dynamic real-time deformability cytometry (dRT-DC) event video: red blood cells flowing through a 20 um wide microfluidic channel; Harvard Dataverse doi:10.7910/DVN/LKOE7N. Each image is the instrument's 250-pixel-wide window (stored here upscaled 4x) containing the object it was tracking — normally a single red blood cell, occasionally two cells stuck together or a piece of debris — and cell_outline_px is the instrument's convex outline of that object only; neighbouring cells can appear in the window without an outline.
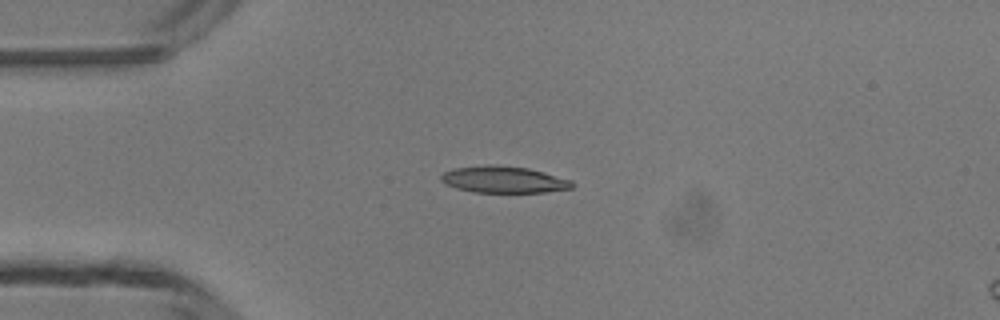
{"species": "common noctule bat (a hibernating species)", "species_latin": "Nyctalus noctula", "temperature_condition": "room temperature", "stored_images_in_passage": 4, "camera_frame_rate_fps": 3000, "um_per_image_px": 0.085, "animal": {"sex": "male", "body_mass_g": 13.3}, "frame": {"image": 1, "passage_image": 4, "time_ms": 3.667, "image_size_px": [1000, 320], "cell_outline_px": [[572, 188], [544, 192], [476, 192], [456, 188], [444, 184], [440, 180], [440, 176], [444, 172], [452, 168], [488, 164], [528, 168], [544, 172], [572, 180]], "centroid_in_image_um": [42.77, 15.25], "position_along_channel_um": 42.2, "area_um2": 20.35}}